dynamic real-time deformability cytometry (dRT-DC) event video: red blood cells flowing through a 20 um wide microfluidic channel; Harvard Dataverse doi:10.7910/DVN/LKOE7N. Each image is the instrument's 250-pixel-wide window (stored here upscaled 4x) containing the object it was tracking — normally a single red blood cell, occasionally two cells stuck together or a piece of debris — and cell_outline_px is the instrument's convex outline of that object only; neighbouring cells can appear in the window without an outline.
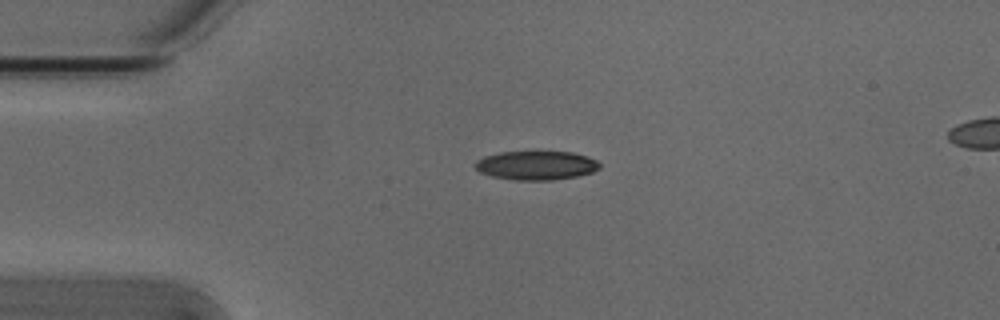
{"species": "Egyptian fruit bat (a non-hibernating species)", "species_latin": "Rousettus aegyptiacus", "temperature_condition": "cold", "stored_images_in_passage": 42, "camera_frame_rate_fps": 3000, "um_per_image_px": 0.085, "animal": {"sex": "male"}, "frame": {"image": 1, "passage_image": 1, "time_ms": 0.0, "image_size_px": [1000, 320], "cell_outline_px": [[600, 168], [592, 172], [576, 176], [552, 180], [516, 180], [492, 176], [480, 172], [472, 164], [476, 160], [484, 156], [500, 152], [536, 148], [572, 152], [596, 160], [600, 164]], "centroid_in_image_um": [45.54, 14.0], "position_along_channel_um": 39.5, "area_um2": 21.91}}
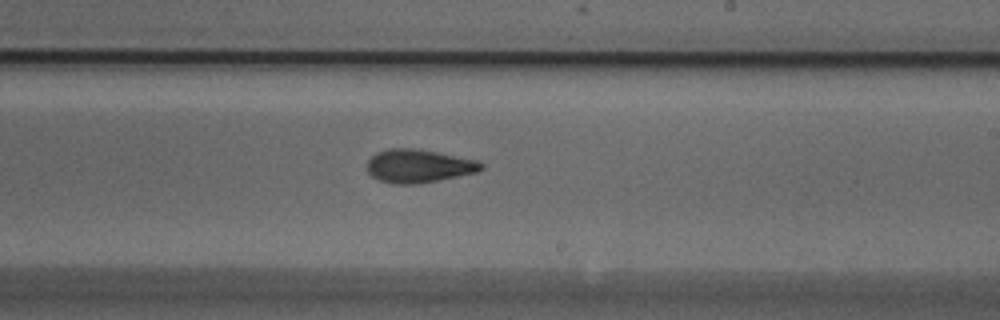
{"frame": {"image": 2, "passage_image": 20, "time_ms": 6.333, "image_size_px": [1000, 320], "cell_outline_px": [[484, 168], [476, 172], [416, 184], [392, 184], [380, 180], [372, 176], [368, 172], [368, 160], [376, 152], [388, 148], [412, 148], [436, 152], [476, 160], [484, 164]], "centroid_in_image_um": [35.55, 14.1], "position_along_channel_um": 253.4, "area_um2": 21.85}}
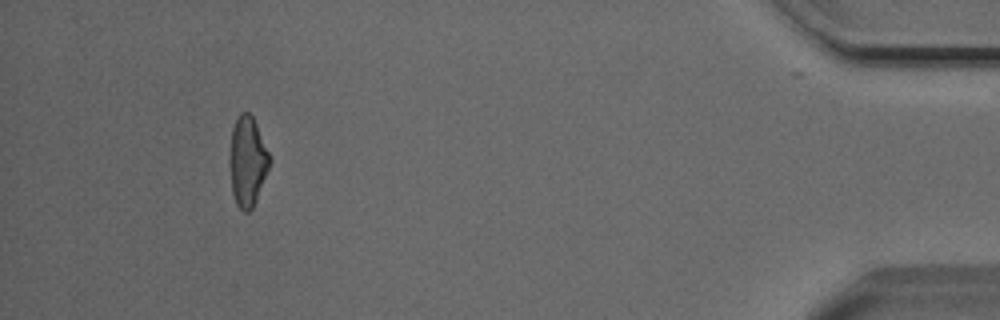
{"frame": {"image": 3, "passage_image": 38, "time_ms": 12.333, "image_size_px": [1000, 320], "cell_outline_px": [[272, 160], [256, 200], [252, 208], [248, 212], [244, 212], [236, 204], [232, 192], [228, 164], [228, 160], [232, 128], [240, 112], [248, 112], [252, 116], [256, 124]], "centroid_in_image_um": [21.01, 13.72], "position_along_channel_um": 414.2, "area_um2": 21.04}, "authors_computed_cell_mechanics": {"area_um2": 21.7617, "velocity_mm_per_s": 3.8339, "shape_relaxation_time_tau1_ms": 6.3213, "shape_relaxation_time_tau2_ms": 3.9395, "deformation_change_tau1": 0.1829, "deformation_change_tau2": 0.1206}}